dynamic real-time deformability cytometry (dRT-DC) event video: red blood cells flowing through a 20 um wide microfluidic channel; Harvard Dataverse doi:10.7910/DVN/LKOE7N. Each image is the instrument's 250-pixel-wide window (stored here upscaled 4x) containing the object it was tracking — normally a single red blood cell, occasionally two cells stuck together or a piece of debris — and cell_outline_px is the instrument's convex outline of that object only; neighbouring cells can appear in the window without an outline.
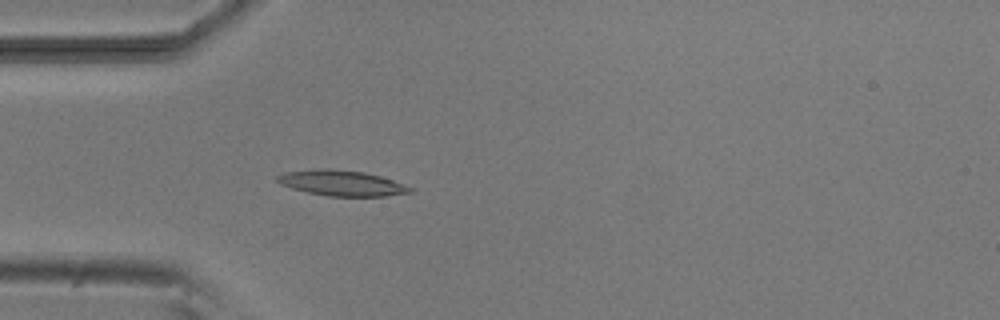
{"species": "common noctule bat (a hibernating species)", "species_latin": "Nyctalus noctula", "temperature_condition": "room temperature", "stored_images_in_passage": 4, "camera_frame_rate_fps": 3000, "um_per_image_px": 0.085, "animal": {"sex": "male", "body_mass_g": 20.5, "forearm_length_mm": 52.5}, "frame": {"image": 1, "passage_image": 4, "time_ms": 4.333, "image_size_px": [1000, 320], "cell_outline_px": [[412, 192], [384, 196], [328, 196], [308, 192], [292, 188], [280, 184], [276, 180], [276, 176], [284, 172], [320, 168], [332, 168], [364, 172], [380, 176], [392, 180], [412, 188]], "centroid_in_image_um": [29.0, 15.55], "position_along_channel_um": 56.0, "area_um2": 19.65}}